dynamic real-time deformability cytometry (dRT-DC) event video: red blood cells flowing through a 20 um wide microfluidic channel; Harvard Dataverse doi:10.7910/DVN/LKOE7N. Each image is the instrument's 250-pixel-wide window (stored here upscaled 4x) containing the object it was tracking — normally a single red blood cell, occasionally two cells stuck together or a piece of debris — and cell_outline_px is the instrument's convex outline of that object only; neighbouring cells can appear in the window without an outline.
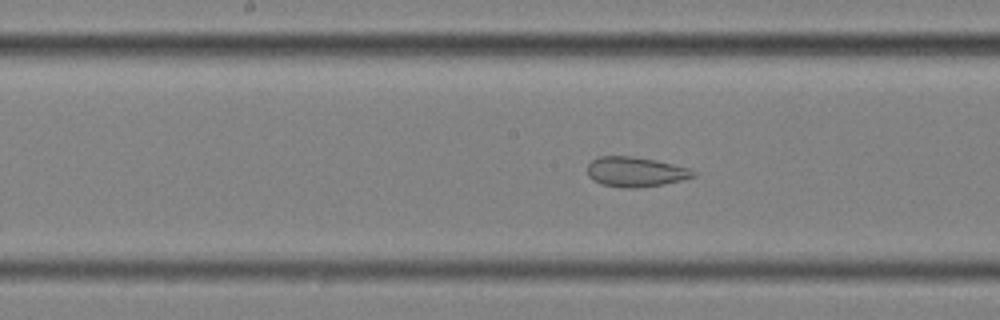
{"species": "common noctule bat (a hibernating species)", "species_latin": "Nyctalus noctula", "temperature_condition": "cold", "stored_images_in_passage": 58, "segment_of_instrument_passage": [2, 2], "camera_frame_rate_fps": 3000, "um_per_image_px": 0.085, "animal": {"sex": "female", "body_mass_g": 25.1}, "frame": {"image": 1, "passage_image": 30, "time_ms": 9.667, "image_size_px": [1000, 320], "cell_outline_px": [[696, 176], [684, 180], [636, 188], [620, 188], [600, 184], [592, 180], [588, 176], [588, 164], [592, 160], [600, 156], [632, 156], [656, 160], [688, 168], [696, 172]], "centroid_in_image_um": [53.99, 14.61], "position_along_channel_um": 194.2, "area_um2": 18.5}}
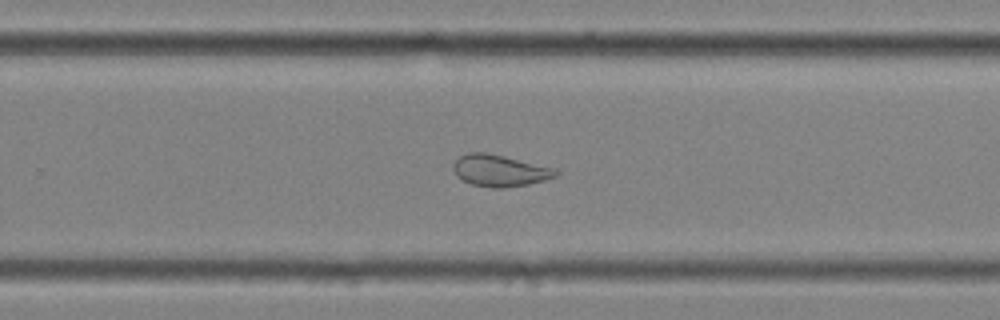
{"frame": {"image": 2, "passage_image": 38, "time_ms": 12.333, "image_size_px": [1000, 320], "cell_outline_px": [[560, 172], [556, 176], [544, 180], [528, 184], [504, 188], [492, 188], [472, 184], [456, 176], [452, 168], [452, 164], [460, 156], [468, 152], [484, 152], [556, 168]], "centroid_in_image_um": [42.47, 14.5], "position_along_channel_um": 287.3, "area_um2": 18.84}}
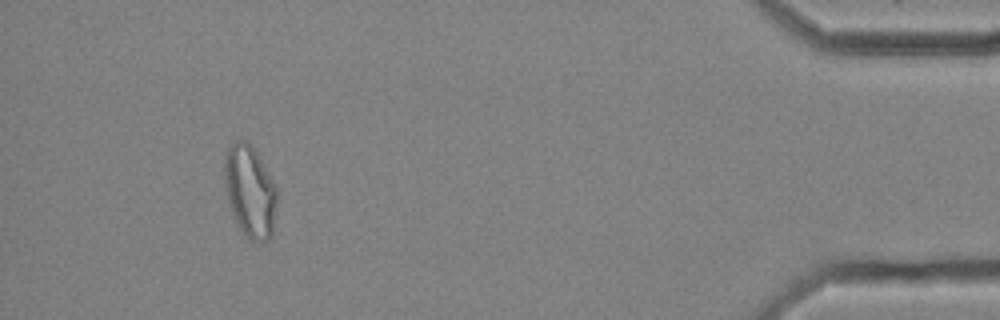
{"frame": {"image": 3, "passage_image": 54, "time_ms": 17.667, "image_size_px": [1000, 320], "cell_outline_px": [[276, 208], [272, 236], [268, 240], [260, 244], [252, 240], [236, 224], [228, 200], [224, 180], [224, 160], [228, 148], [236, 140], [244, 140], [252, 144], [268, 172], [276, 188]], "centroid_in_image_um": [21.25, 16.27], "position_along_channel_um": 414.0, "area_um2": 28.09}}